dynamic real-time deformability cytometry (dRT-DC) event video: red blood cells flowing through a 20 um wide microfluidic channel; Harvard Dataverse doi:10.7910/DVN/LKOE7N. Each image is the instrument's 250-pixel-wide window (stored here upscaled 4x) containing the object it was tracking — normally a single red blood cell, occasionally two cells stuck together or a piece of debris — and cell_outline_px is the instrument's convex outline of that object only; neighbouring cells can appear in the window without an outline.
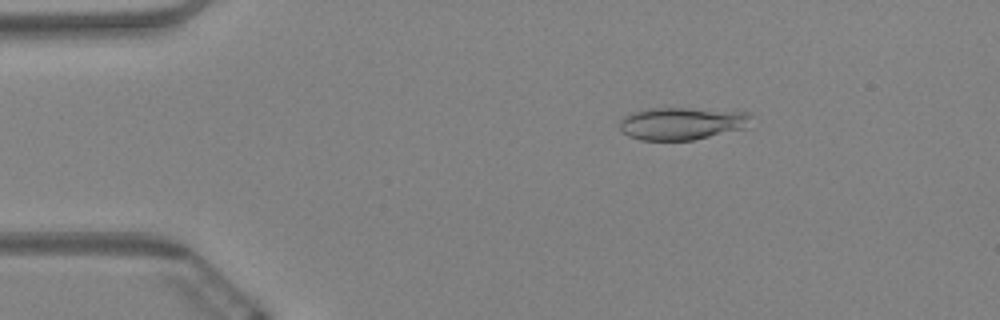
{"species": "Egyptian fruit bat (a non-hibernating species)", "species_latin": "Rousettus aegyptiacus", "temperature_condition": "warm", "stored_images_in_passage": 24, "camera_frame_rate_fps": 3000, "um_per_image_px": 0.085, "animal": {"sex": "female"}, "frame": {"image": 1, "passage_image": 9, "time_ms": 2.667, "image_size_px": [1000, 320], "cell_outline_px": [[748, 116], [744, 128], [692, 140], [640, 140], [628, 136], [620, 128], [620, 120], [624, 116], [632, 112], [648, 108], [688, 108], [748, 112]], "centroid_in_image_um": [57.86, 10.49], "position_along_channel_um": 27.1, "area_um2": 24.45}}
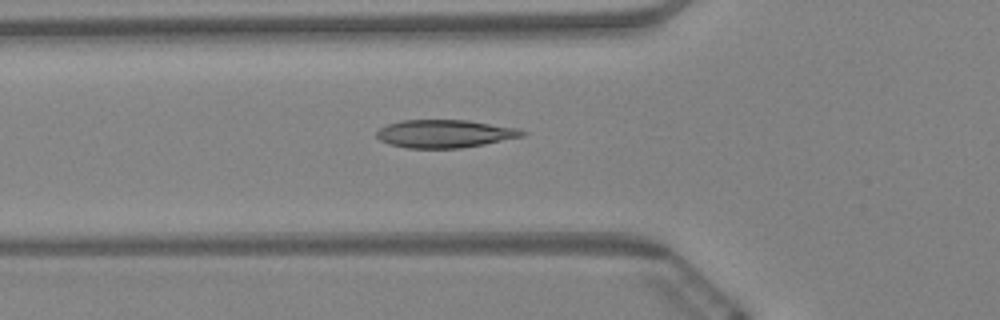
{"frame": {"image": 2, "passage_image": 20, "time_ms": 6.333, "image_size_px": [1000, 320], "cell_outline_px": [[528, 132], [524, 136], [484, 144], [460, 148], [404, 148], [388, 144], [380, 140], [376, 136], [376, 132], [380, 128], [388, 124], [404, 120], [468, 120], [520, 128]], "centroid_in_image_um": [37.83, 11.36], "position_along_channel_um": 88.0, "area_um2": 23.87}}
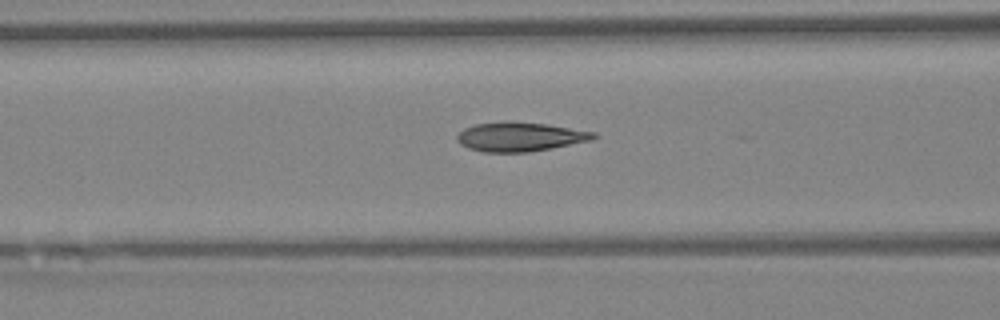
{"frame": {"image": 3, "passage_image": 23, "time_ms": 7.333, "image_size_px": [1000, 320], "cell_outline_px": [[600, 136], [592, 140], [552, 148], [528, 152], [484, 152], [468, 148], [460, 144], [456, 140], [456, 136], [464, 128], [476, 124], [508, 120], [548, 124], [596, 132]], "centroid_in_image_um": [44.22, 11.61], "position_along_channel_um": 122.4, "area_um2": 23.52}}